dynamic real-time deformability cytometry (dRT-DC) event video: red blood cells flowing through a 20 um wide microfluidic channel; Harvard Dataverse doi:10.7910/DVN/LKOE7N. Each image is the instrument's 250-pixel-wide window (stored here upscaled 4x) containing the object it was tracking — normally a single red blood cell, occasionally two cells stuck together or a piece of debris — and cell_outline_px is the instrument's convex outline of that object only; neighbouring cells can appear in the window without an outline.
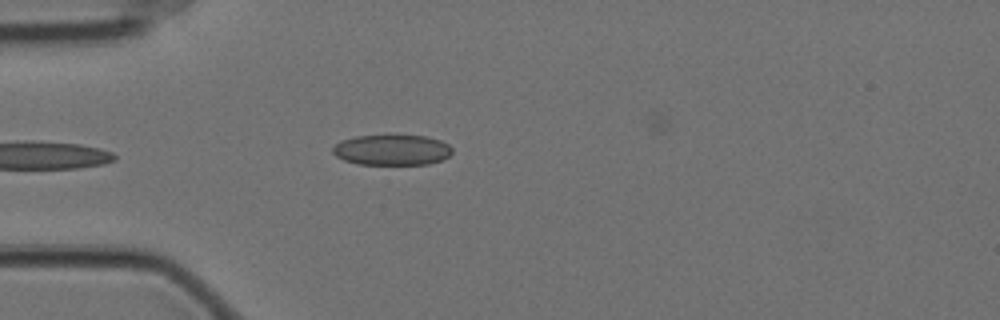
{"species": "Egyptian fruit bat (a non-hibernating species)", "species_latin": "Rousettus aegyptiacus", "temperature_condition": "cold", "stored_images_in_passage": 28, "camera_frame_rate_fps": 3000, "um_per_image_px": 0.085, "animal": {"sex": "female"}, "frame": {"image": 1, "passage_image": 1, "time_ms": 0.0, "image_size_px": [1000, 320], "cell_outline_px": [[452, 152], [448, 156], [440, 160], [428, 164], [360, 164], [344, 160], [336, 156], [332, 152], [332, 148], [340, 140], [356, 136], [428, 136], [440, 140], [448, 144], [452, 148]], "centroid_in_image_um": [33.31, 12.74], "position_along_channel_um": 51.7, "area_um2": 21.1}}
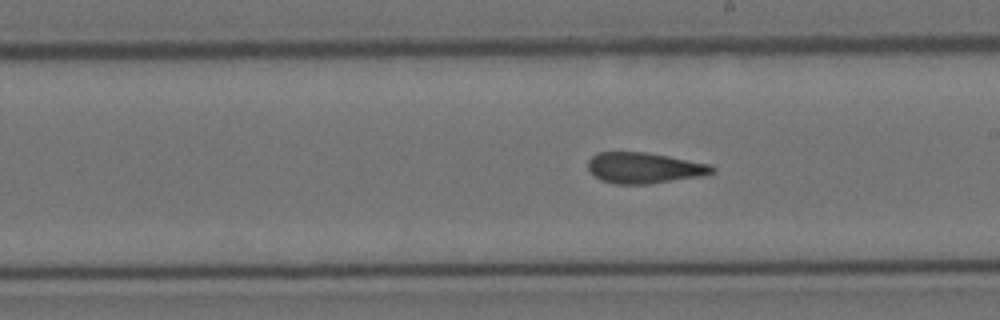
{"frame": {"image": 2, "passage_image": 14, "time_ms": 4.333, "image_size_px": [1000, 320], "cell_outline_px": [[716, 172], [700, 176], [648, 184], [616, 184], [600, 180], [588, 168], [588, 160], [596, 152], [644, 152], [668, 156], [708, 164], [716, 168]], "centroid_in_image_um": [54.74, 14.27], "position_along_channel_um": 234.3, "area_um2": 22.14}}
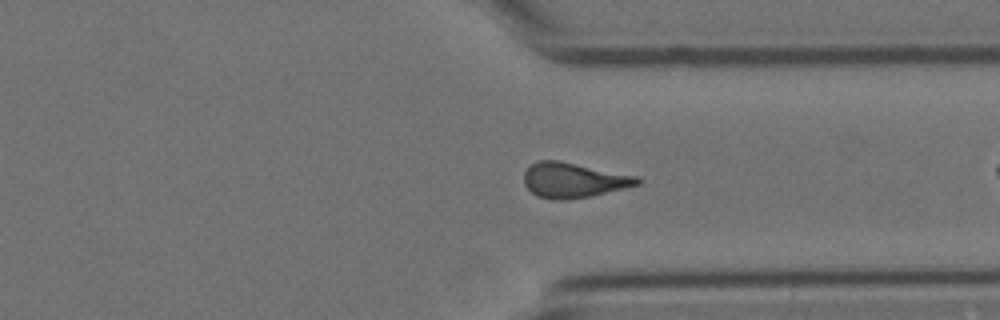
{"frame": {"image": 3, "passage_image": 25, "time_ms": 8.0, "image_size_px": [1000, 320], "cell_outline_px": [[640, 184], [588, 196], [568, 200], [552, 200], [536, 196], [524, 184], [524, 172], [532, 164], [540, 160], [560, 160], [640, 176]], "centroid_in_image_um": [48.74, 15.3], "position_along_channel_um": 362.7, "area_um2": 23.18}}